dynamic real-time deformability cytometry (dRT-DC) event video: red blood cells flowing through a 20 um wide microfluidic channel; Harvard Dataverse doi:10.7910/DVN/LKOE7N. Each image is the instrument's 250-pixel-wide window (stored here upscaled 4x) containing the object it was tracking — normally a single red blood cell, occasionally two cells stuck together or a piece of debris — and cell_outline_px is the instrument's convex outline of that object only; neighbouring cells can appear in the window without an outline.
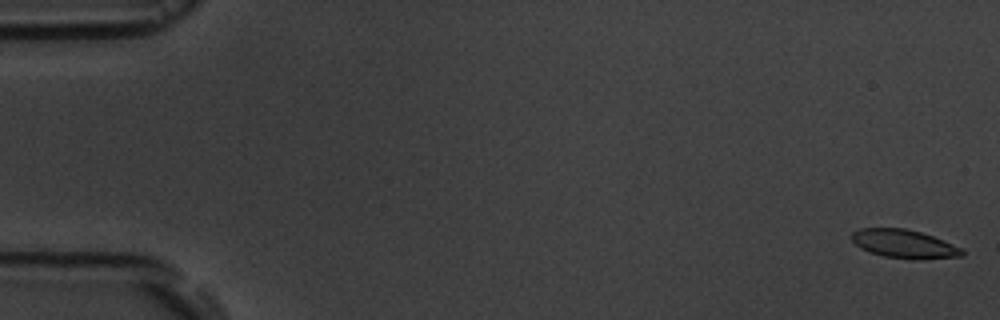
{"species": "common noctule bat (a hibernating species)", "species_latin": "Nyctalus noctula", "temperature_condition": "room temperature", "stored_images_in_passage": 1, "camera_frame_rate_fps": 3000, "um_per_image_px": 0.085, "animal": {"sex": "male", "body_mass_g": 19.5, "forearm_length_mm": 54.6}, "frame": {"image": 1, "passage_image": 1, "time_ms": 0.0, "image_size_px": [1000, 320], "cell_outline_px": [[964, 256], [920, 260], [912, 260], [884, 256], [868, 252], [860, 248], [852, 240], [852, 232], [860, 228], [904, 228], [920, 232], [932, 236], [964, 248]], "centroid_in_image_um": [76.88, 20.75], "position_along_channel_um": 8.1, "area_um2": 18.55}}